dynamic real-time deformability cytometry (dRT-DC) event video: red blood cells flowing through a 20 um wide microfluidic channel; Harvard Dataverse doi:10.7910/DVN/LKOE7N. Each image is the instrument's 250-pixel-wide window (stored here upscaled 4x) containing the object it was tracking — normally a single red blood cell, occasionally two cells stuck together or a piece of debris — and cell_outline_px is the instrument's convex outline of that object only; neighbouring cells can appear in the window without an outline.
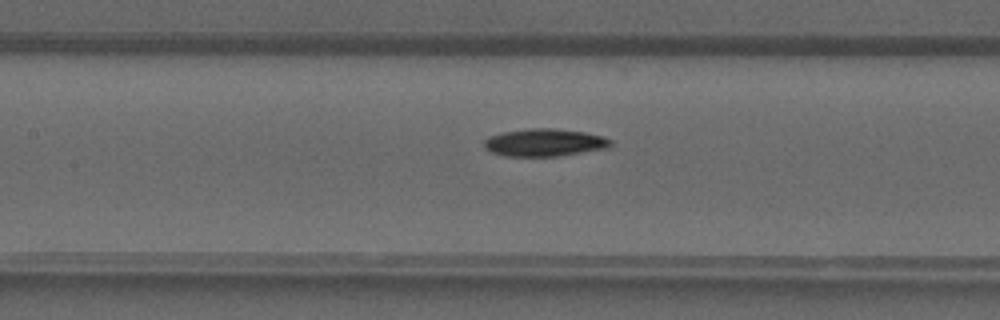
{"species": "common noctule bat (a hibernating species)", "species_latin": "Nyctalus noctula", "temperature_condition": "warm", "stored_images_in_passage": 39, "segment_of_instrument_passage": [1, 2], "camera_frame_rate_fps": 3000, "um_per_image_px": 0.085, "animal": {"sex": "male", "forearm_length_mm": 52.5}, "frame": {"image": 1, "passage_image": 16, "time_ms": 5.0, "image_size_px": [1000, 320], "cell_outline_px": [[612, 144], [608, 148], [560, 156], [504, 156], [492, 152], [484, 148], [484, 140], [488, 136], [504, 132], [532, 128], [552, 128], [584, 132], [604, 136], [612, 140]], "centroid_in_image_um": [46.3, 12.12], "position_along_channel_um": 161.1, "area_um2": 20.4}}
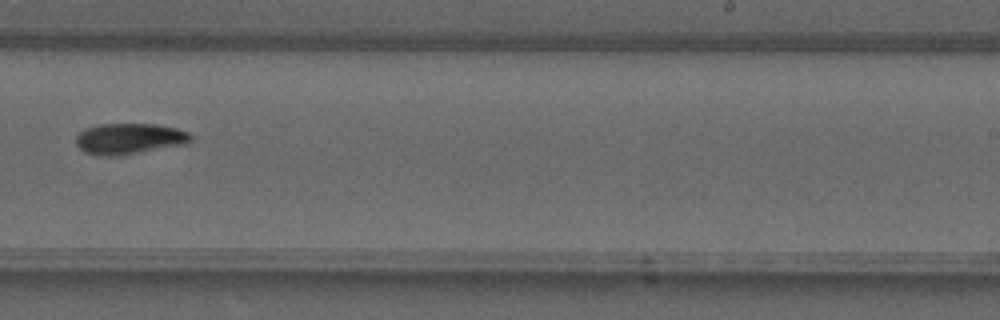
{"frame": {"image": 2, "passage_image": 23, "time_ms": 7.333, "image_size_px": [1000, 320], "cell_outline_px": [[192, 140], [188, 144], [112, 156], [100, 156], [84, 152], [76, 144], [76, 136], [84, 128], [96, 124], [152, 124], [176, 128], [188, 132], [192, 136]], "centroid_in_image_um": [10.97, 11.78], "position_along_channel_um": 278.0, "area_um2": 20.63}}
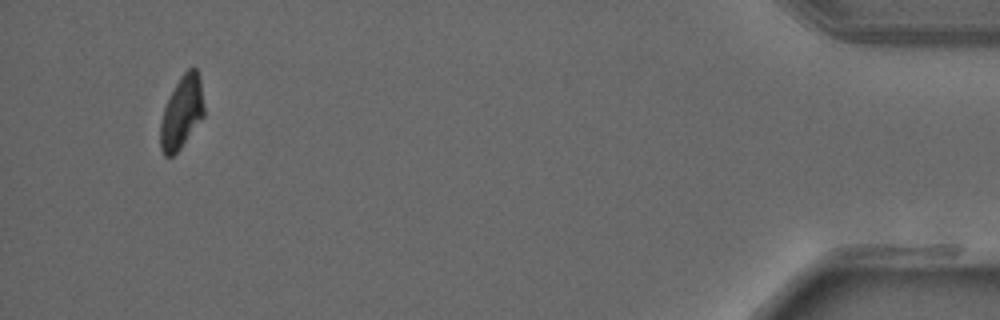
{"frame": {"image": 3, "passage_image": 36, "time_ms": 11.667, "image_size_px": [1000, 320], "cell_outline_px": [[204, 116], [180, 148], [172, 156], [164, 156], [160, 148], [160, 120], [164, 108], [180, 76], [188, 68], [196, 68], [200, 76], [204, 104]], "centroid_in_image_um": [15.45, 9.55], "position_along_channel_um": 419.8, "area_um2": 18.38}}